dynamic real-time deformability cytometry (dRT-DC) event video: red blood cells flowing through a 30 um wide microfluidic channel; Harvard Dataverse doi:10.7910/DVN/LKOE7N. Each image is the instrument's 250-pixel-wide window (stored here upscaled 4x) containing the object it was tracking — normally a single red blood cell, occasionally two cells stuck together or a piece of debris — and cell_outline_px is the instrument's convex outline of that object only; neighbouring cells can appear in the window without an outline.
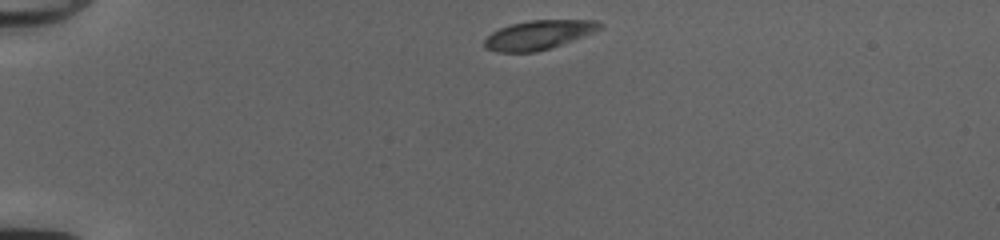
{"species": "common noctule bat (a hibernating species)", "species_latin": "Nyctalus noctula", "temperature_condition": "cold", "stored_images_in_passage": 40, "camera_frame_rate_fps": 3000, "um_per_image_px": 0.085, "animal": {"sex": "female", "body_mass_g": 20.0, "forearm_length_mm": 54.0}, "frame": {"image": 1, "passage_image": 1, "time_ms": 0.0, "image_size_px": [1000, 240], "cell_outline_px": [[604, 28], [572, 40], [536, 52], [496, 52], [484, 48], [484, 40], [492, 32], [500, 28], [512, 24], [532, 20], [596, 20], [604, 24]], "centroid_in_image_um": [45.78, 2.96], "position_along_channel_um": 39.2, "area_um2": 19.42}}
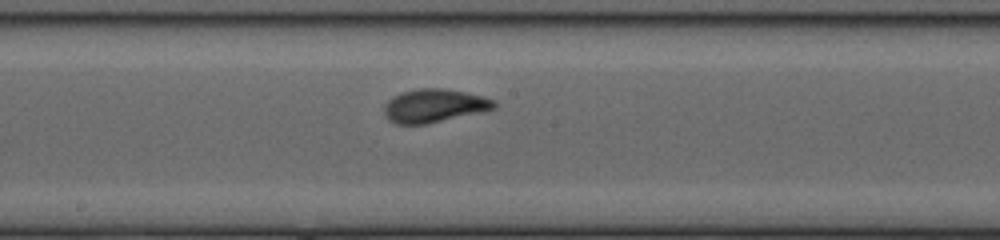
{"frame": {"image": 2, "passage_image": 18, "time_ms": 5.667, "image_size_px": [1000, 240], "cell_outline_px": [[496, 108], [484, 112], [428, 124], [396, 124], [388, 120], [384, 116], [384, 104], [392, 96], [400, 92], [420, 88], [444, 88], [484, 96], [496, 100]], "centroid_in_image_um": [36.91, 8.99], "position_along_channel_um": 211.3, "area_um2": 21.85}}
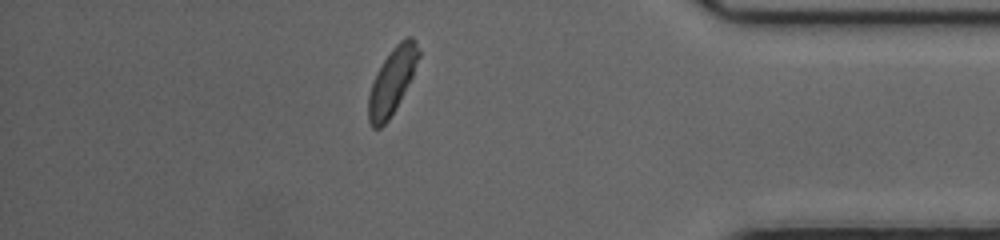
{"frame": {"image": 3, "passage_image": 34, "time_ms": 11.0, "image_size_px": [1000, 240], "cell_outline_px": [[420, 56], [412, 76], [396, 108], [388, 120], [380, 128], [372, 128], [368, 120], [368, 96], [376, 72], [392, 48], [400, 40], [408, 36], [412, 36], [416, 40], [420, 52]], "centroid_in_image_um": [33.33, 6.88], "position_along_channel_um": 401.9, "area_um2": 19.19}, "authors_computed_cell_mechanics": {"area_um2": 20.4034, "velocity_mm_per_s": 4.0614, "shape_relaxation_time_tau1_ms": 2.1021, "shape_relaxation_time_tau2_ms": null, "deformation_change_tau1": 0.1392, "deformation_change_tau2": null}}